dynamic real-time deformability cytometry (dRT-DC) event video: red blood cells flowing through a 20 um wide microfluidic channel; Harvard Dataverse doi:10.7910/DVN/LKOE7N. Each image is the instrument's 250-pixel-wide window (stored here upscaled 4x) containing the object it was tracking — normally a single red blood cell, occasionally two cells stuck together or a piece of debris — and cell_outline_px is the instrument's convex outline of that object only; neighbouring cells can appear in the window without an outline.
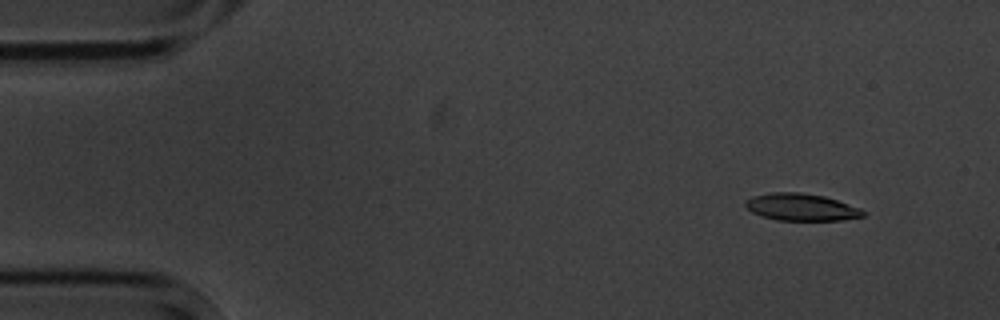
{"species": "common noctule bat (a hibernating species)", "species_latin": "Nyctalus noctula", "temperature_condition": "cold", "stored_images_in_passage": 5, "camera_frame_rate_fps": 3000, "um_per_image_px": 0.085, "animal": {"sex": "male", "body_mass_g": 20.1, "forearm_length_mm": 53.5}, "frame": {"image": 1, "passage_image": 2, "time_ms": 1.0, "image_size_px": [1000, 320], "cell_outline_px": [[864, 216], [840, 220], [776, 220], [760, 216], [752, 212], [744, 204], [744, 200], [752, 196], [772, 192], [800, 192], [824, 196], [860, 208], [864, 212]], "centroid_in_image_um": [68.05, 17.6], "position_along_channel_um": 16.9, "area_um2": 18.55}}
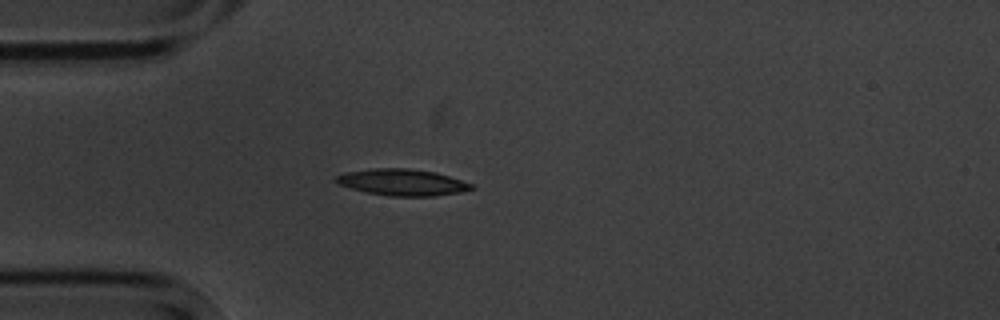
{"frame": {"image": 2, "passage_image": 4, "time_ms": 4.333, "image_size_px": [1000, 320], "cell_outline_px": [[476, 188], [460, 192], [436, 196], [388, 196], [368, 192], [352, 188], [340, 184], [332, 180], [336, 176], [344, 172], [372, 168], [408, 168], [436, 172], [472, 184]], "centroid_in_image_um": [34.18, 15.49], "position_along_channel_um": 50.8, "area_um2": 20.87}}